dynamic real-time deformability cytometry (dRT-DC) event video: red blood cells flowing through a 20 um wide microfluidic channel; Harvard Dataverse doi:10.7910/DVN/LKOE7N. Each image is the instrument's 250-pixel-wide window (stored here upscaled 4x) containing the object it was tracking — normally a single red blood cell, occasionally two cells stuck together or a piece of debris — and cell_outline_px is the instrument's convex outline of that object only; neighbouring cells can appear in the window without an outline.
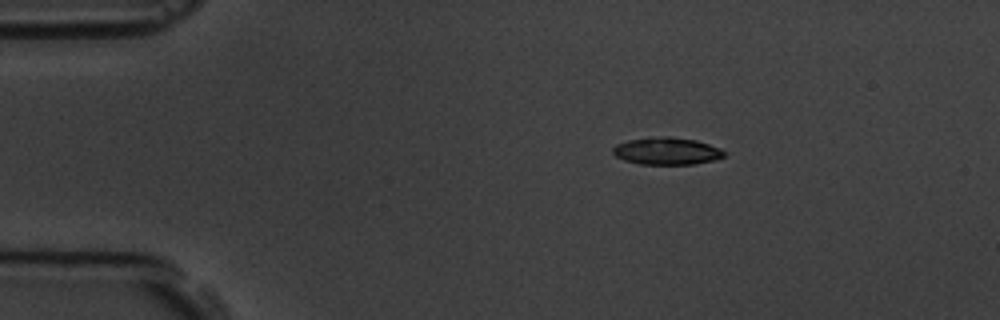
{"species": "common noctule bat (a hibernating species)", "species_latin": "Nyctalus noctula", "temperature_condition": "room temperature", "stored_images_in_passage": 3, "camera_frame_rate_fps": 3000, "um_per_image_px": 0.085, "animal": {"sex": "male", "body_mass_g": 19.5, "forearm_length_mm": 54.6}, "frame": {"image": 1, "passage_image": 1, "time_ms": 0.0, "image_size_px": [1000, 320], "cell_outline_px": [[728, 152], [724, 156], [712, 160], [692, 164], [640, 164], [624, 160], [616, 156], [612, 152], [612, 148], [616, 144], [628, 140], [660, 136], [668, 136], [696, 140], [720, 148]], "centroid_in_image_um": [56.67, 12.83], "position_along_channel_um": 28.3, "area_um2": 17.63}}